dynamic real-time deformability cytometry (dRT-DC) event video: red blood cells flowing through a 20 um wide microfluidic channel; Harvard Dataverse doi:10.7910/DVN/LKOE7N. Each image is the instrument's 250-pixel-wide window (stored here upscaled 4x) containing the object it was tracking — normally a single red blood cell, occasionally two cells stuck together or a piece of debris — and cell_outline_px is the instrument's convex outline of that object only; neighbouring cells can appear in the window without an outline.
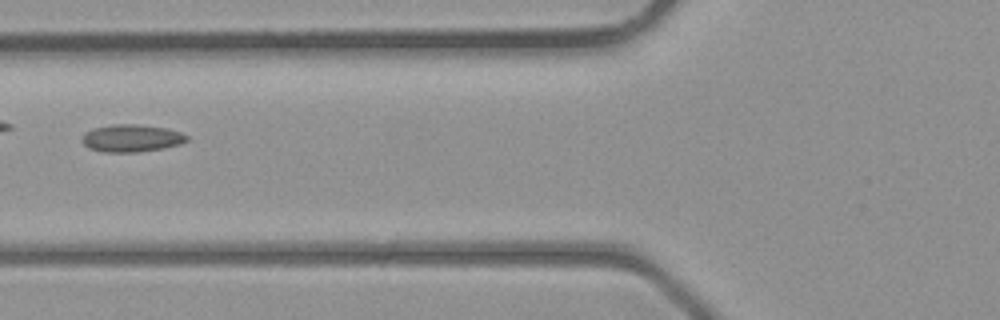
{"species": "common noctule bat (a hibernating species)", "species_latin": "Nyctalus noctula", "temperature_condition": "room temperature", "stored_images_in_passage": 2, "camera_frame_rate_fps": 3000, "um_per_image_px": 0.085, "animal": {"sex": "male", "body_mass_g": 23.1, "forearm_length_mm": 52.7}, "frame": {"image": 1, "passage_image": 2, "time_ms": 1.0, "image_size_px": [1000, 320], "cell_outline_px": [[188, 140], [180, 144], [164, 148], [136, 152], [104, 152], [88, 148], [80, 140], [84, 132], [92, 128], [112, 124], [136, 124], [168, 128], [180, 132], [188, 136]], "centroid_in_image_um": [11.15, 11.74], "position_along_channel_um": 114.7, "area_um2": 16.94}}